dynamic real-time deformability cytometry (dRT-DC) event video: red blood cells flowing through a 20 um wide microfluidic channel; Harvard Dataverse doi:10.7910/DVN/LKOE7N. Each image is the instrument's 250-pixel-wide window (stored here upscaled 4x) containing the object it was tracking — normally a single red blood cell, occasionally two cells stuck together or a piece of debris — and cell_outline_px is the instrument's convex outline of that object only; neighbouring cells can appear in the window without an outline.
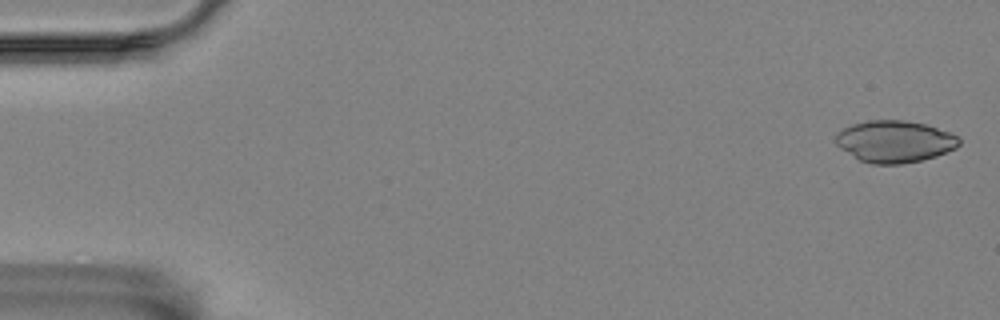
{"species": "Egyptian fruit bat (a non-hibernating species)", "species_latin": "Rousettus aegyptiacus", "temperature_condition": "room temperature", "stored_images_in_passage": 6, "camera_frame_rate_fps": 3000, "um_per_image_px": 0.085, "animal": {"sex": "female"}, "frame": {"image": 1, "passage_image": 6, "time_ms": 7.0, "image_size_px": [1000, 320], "cell_outline_px": [[960, 144], [956, 148], [936, 156], [920, 160], [900, 164], [872, 164], [860, 160], [840, 148], [836, 144], [836, 132], [852, 124], [868, 120], [904, 120], [924, 124], [948, 132], [956, 136], [960, 140]], "centroid_in_image_um": [76.02, 12.02], "position_along_channel_um": 9.0, "area_um2": 29.88}}